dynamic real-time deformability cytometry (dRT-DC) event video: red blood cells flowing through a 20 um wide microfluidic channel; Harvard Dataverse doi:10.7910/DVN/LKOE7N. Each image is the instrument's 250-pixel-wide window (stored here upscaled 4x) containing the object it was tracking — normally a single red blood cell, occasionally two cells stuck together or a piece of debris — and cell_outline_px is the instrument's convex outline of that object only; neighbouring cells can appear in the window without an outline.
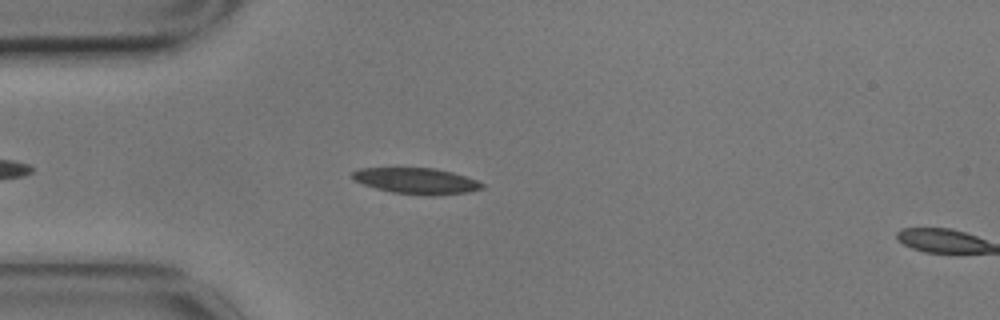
{"species": "common noctule bat (a hibernating species)", "species_latin": "Nyctalus noctula", "temperature_condition": "cold", "stored_images_in_passage": 9, "camera_frame_rate_fps": 3000, "um_per_image_px": 0.085, "animal": {"sex": "male", "body_mass_g": 17.9}, "frame": {"image": 1, "passage_image": 8, "time_ms": 2.333, "image_size_px": [1000, 320], "cell_outline_px": [[484, 188], [468, 192], [440, 196], [428, 196], [392, 192], [376, 188], [352, 180], [352, 172], [360, 168], [432, 168], [452, 172], [476, 180], [484, 184]], "centroid_in_image_um": [35.41, 15.39], "position_along_channel_um": 49.6, "area_um2": 19.71}}